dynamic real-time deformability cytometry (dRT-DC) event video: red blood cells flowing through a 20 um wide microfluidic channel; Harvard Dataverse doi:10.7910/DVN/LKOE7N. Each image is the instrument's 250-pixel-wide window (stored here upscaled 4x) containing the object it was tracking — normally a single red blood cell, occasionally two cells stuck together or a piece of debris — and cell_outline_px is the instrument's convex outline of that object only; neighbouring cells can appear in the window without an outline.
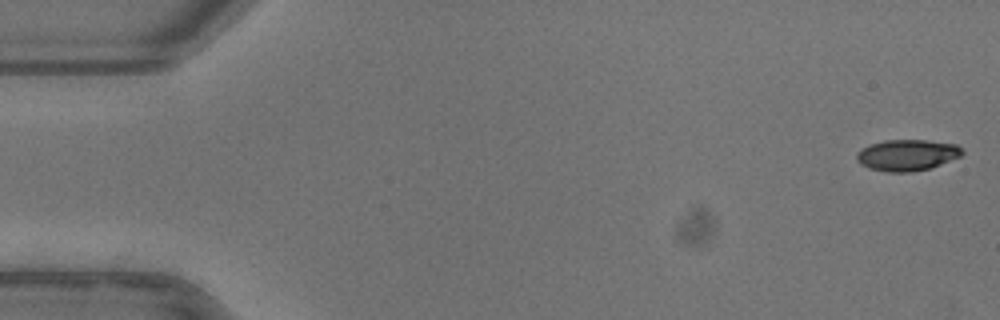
{"species": "common noctule bat (a hibernating species)", "species_latin": "Nyctalus noctula", "temperature_condition": "warm", "stored_images_in_passage": 48, "camera_frame_rate_fps": 3000, "um_per_image_px": 0.085, "animal": {"sex": "female"}, "frame": {"image": 1, "passage_image": 1, "time_ms": 0.0, "image_size_px": [1000, 320], "cell_outline_px": [[964, 152], [960, 156], [940, 164], [928, 168], [912, 172], [888, 172], [868, 168], [860, 164], [856, 160], [856, 156], [864, 148], [872, 144], [884, 140], [924, 140], [956, 144]], "centroid_in_image_um": [77.09, 13.19], "position_along_channel_um": 7.9, "area_um2": 18.9}}
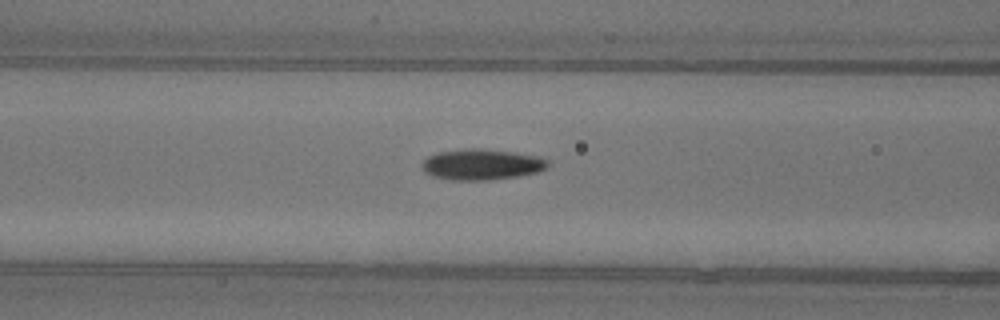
{"frame": {"image": 2, "passage_image": 21, "time_ms": 6.667, "image_size_px": [1000, 320], "cell_outline_px": [[548, 168], [536, 172], [516, 176], [488, 180], [452, 180], [432, 176], [424, 172], [420, 164], [428, 156], [436, 152], [472, 148], [476, 148], [516, 152], [540, 156], [548, 160]], "centroid_in_image_um": [40.93, 13.97], "position_along_channel_um": 125.7, "area_um2": 22.72}}
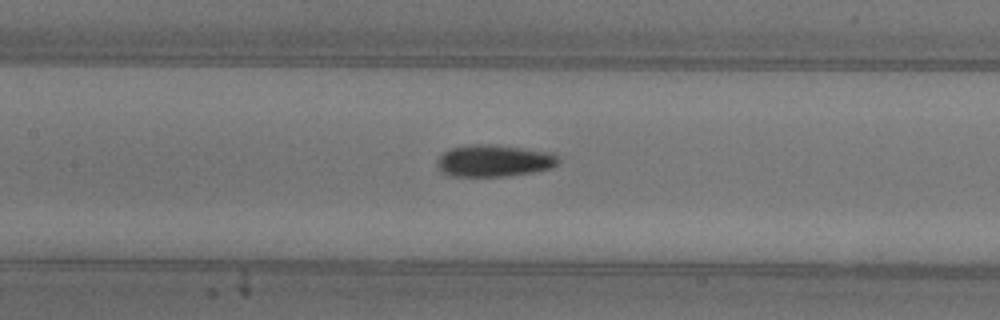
{"frame": {"image": 3, "passage_image": 24, "time_ms": 7.667, "image_size_px": [1000, 320], "cell_outline_px": [[560, 160], [552, 168], [532, 172], [508, 176], [452, 176], [440, 172], [436, 164], [436, 160], [444, 152], [452, 148], [472, 144], [496, 144], [552, 152]], "centroid_in_image_um": [41.98, 13.66], "position_along_channel_um": 165.4, "area_um2": 22.72}, "authors_computed_cell_mechanics": {"area_um2": 21.1548, "velocity_mm_per_s": 3.9583, "shape_relaxation_time_tau1_ms": 4.662, "shape_relaxation_time_tau2_ms": 2.022, "deformation_change_tau1": 0.1724, "deformation_change_tau2": 0.0628}}